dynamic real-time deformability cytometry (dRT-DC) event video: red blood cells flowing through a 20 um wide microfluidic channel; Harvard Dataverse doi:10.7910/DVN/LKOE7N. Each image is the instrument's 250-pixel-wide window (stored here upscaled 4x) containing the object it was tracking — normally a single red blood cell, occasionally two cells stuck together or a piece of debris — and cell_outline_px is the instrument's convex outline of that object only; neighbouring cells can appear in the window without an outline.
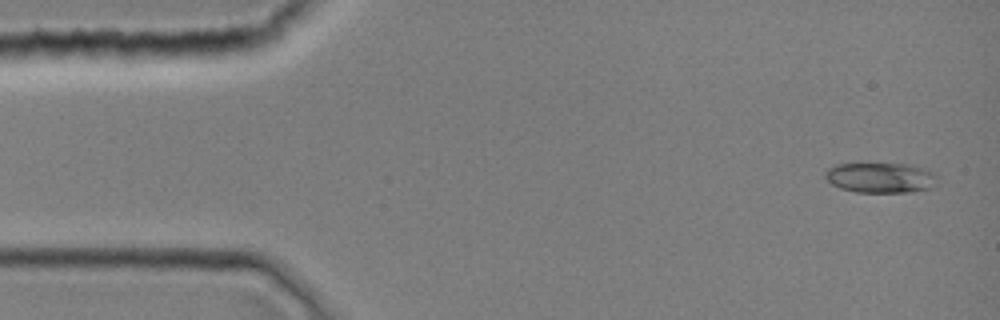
{"species": "common noctule bat (a hibernating species)", "species_latin": "Nyctalus noctula", "temperature_condition": "room temperature", "stored_images_in_passage": 2, "camera_frame_rate_fps": 3000, "um_per_image_px": 0.085, "animal": {"sex": "female", "body_mass_g": 19.0, "forearm_length_mm": 51.5}, "frame": {"image": 1, "passage_image": 1, "time_ms": 0.0, "image_size_px": [1000, 320], "cell_outline_px": [[936, 184], [932, 188], [912, 192], [856, 192], [840, 188], [832, 184], [824, 176], [824, 172], [828, 168], [836, 164], [860, 160], [908, 164], [924, 168], [936, 172]], "centroid_in_image_um": [74.82, 15.04], "position_along_channel_um": 10.2, "area_um2": 20.92}}